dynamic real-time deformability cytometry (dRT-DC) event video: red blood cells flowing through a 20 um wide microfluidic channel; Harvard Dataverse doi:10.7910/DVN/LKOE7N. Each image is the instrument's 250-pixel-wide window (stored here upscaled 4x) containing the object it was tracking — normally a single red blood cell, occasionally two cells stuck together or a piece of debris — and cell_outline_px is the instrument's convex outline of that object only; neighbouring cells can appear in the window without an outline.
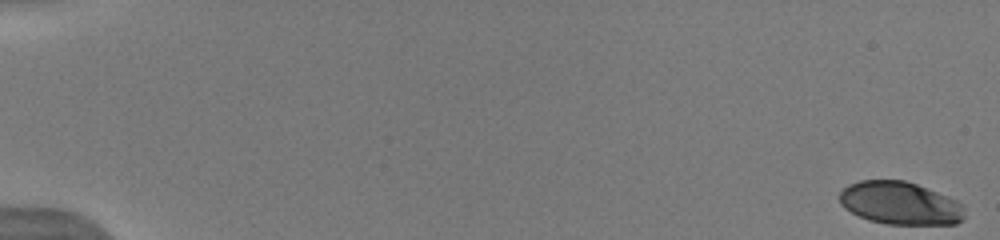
{"species": "human", "species_latin": "Homo sapiens", "temperature_condition": "warm", "stored_images_in_passage": 29, "camera_frame_rate_fps": 3000, "um_per_image_px": 0.085, "donor": {"sex": "male"}, "frame": {"image": 1, "passage_image": 1, "time_ms": 0.0, "image_size_px": [1000, 240], "cell_outline_px": [[964, 220], [956, 224], [888, 224], [868, 220], [844, 208], [840, 204], [840, 192], [848, 184], [860, 180], [904, 180], [928, 188], [948, 196], [964, 204]], "centroid_in_image_um": [76.53, 17.27], "position_along_channel_um": 8.5, "area_um2": 31.39}}
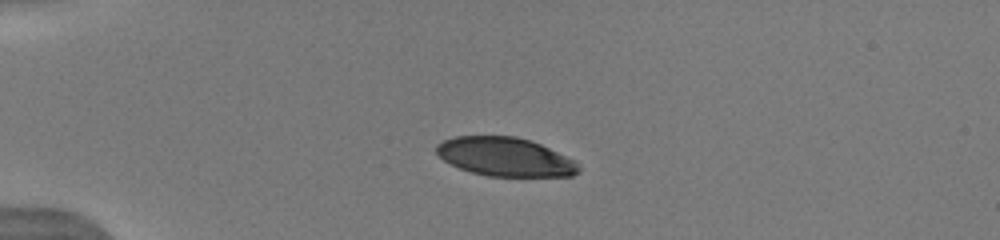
{"frame": {"image": 2, "passage_image": 24, "time_ms": 4.333, "image_size_px": [1000, 240], "cell_outline_px": [[580, 172], [572, 176], [488, 176], [472, 172], [460, 168], [444, 160], [436, 152], [436, 144], [444, 140], [456, 136], [516, 136], [540, 144], [576, 160], [580, 164]], "centroid_in_image_um": [42.98, 13.33], "position_along_channel_um": 42.0, "area_um2": 32.08}}